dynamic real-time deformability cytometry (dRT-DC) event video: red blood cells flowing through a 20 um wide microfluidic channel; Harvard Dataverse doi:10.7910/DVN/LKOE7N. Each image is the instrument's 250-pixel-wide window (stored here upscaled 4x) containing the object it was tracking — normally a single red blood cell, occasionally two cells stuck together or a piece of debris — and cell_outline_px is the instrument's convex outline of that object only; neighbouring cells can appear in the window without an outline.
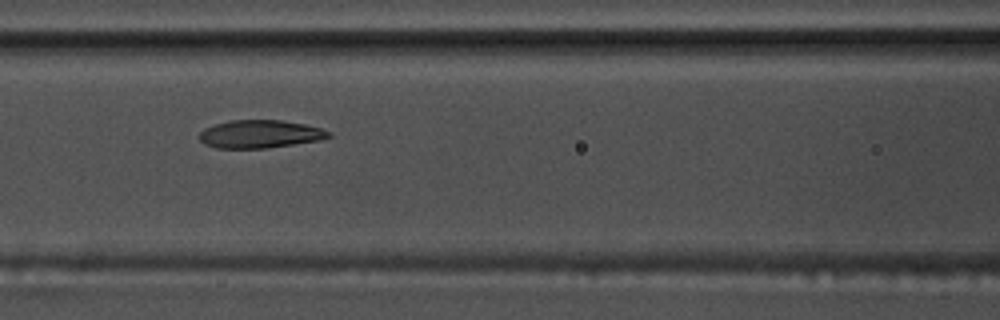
{"species": "common noctule bat (a hibernating species)", "species_latin": "Nyctalus noctula", "temperature_condition": "warm", "stored_images_in_passage": 56, "camera_frame_rate_fps": 3000, "um_per_image_px": 0.085, "animal": {"sex": "male", "body_mass_g": 17.5, "forearm_length_mm": 52.3}, "frame": {"image": 1, "passage_image": 25, "time_ms": 8.0, "image_size_px": [1000, 320], "cell_outline_px": [[332, 136], [320, 140], [264, 148], [216, 148], [204, 144], [196, 136], [204, 128], [216, 124], [232, 120], [280, 120], [304, 124], [320, 128], [332, 132]], "centroid_in_image_um": [22.07, 11.39], "position_along_channel_um": 144.5, "area_um2": 21.04}}
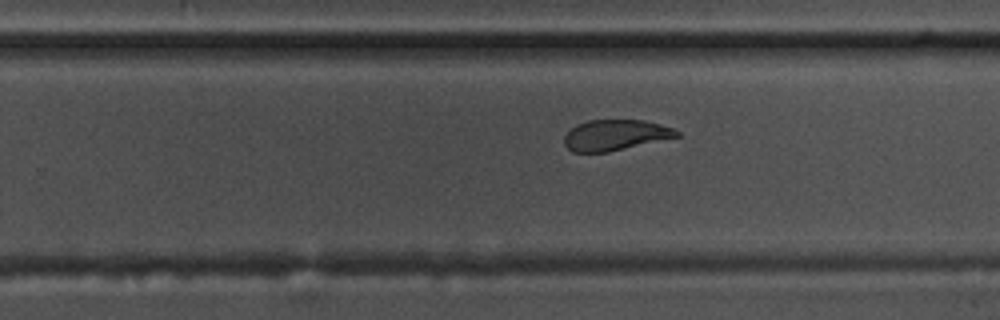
{"frame": {"image": 2, "passage_image": 36, "time_ms": 11.667, "image_size_px": [1000, 320], "cell_outline_px": [[680, 136], [608, 152], [572, 152], [564, 144], [564, 136], [576, 124], [588, 120], [644, 120], [660, 124], [672, 128], [680, 132]], "centroid_in_image_um": [52.29, 11.48], "position_along_channel_um": 277.5, "area_um2": 20.06}}
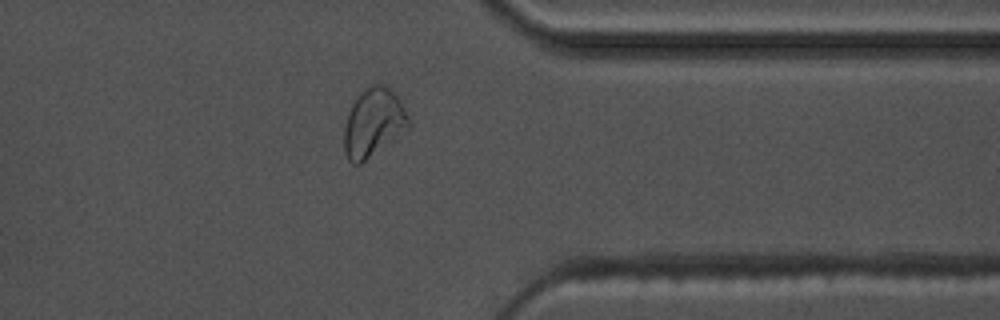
{"frame": {"image": 3, "passage_image": 45, "time_ms": 14.667, "image_size_px": [1000, 320], "cell_outline_px": [[412, 124], [408, 128], [360, 164], [352, 164], [348, 160], [344, 152], [344, 124], [348, 112], [356, 96], [364, 88], [372, 84], [384, 84], [400, 100]], "centroid_in_image_um": [31.71, 10.41], "position_along_channel_um": 379.7, "area_um2": 25.61}, "authors_computed_cell_mechanics": {"area_um2": 22.3975, "velocity_mm_per_s": 3.6377, "shape_relaxation_time_tau1_ms": null, "shape_relaxation_time_tau2_ms": 1.3666, "deformation_change_tau1": null, "deformation_change_tau2": 0.065}}